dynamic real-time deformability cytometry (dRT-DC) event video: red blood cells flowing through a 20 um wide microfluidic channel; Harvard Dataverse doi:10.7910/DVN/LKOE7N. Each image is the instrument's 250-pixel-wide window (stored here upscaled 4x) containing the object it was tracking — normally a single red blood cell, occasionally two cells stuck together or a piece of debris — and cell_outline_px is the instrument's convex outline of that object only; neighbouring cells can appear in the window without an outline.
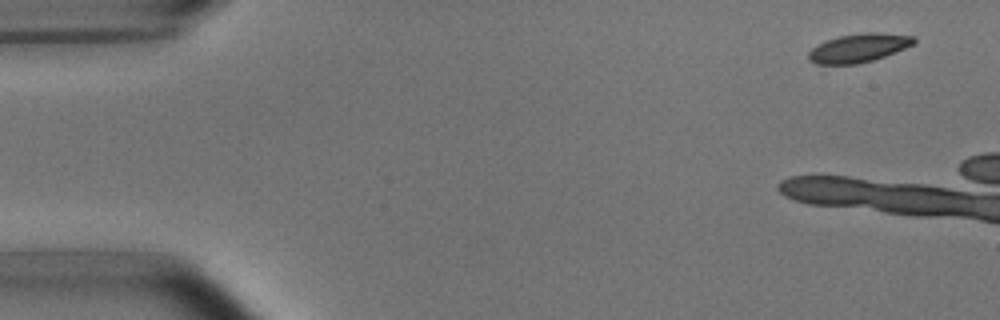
{"species": "common noctule bat (a hibernating species)", "species_latin": "Nyctalus noctula", "temperature_condition": "room temperature", "stored_images_in_passage": 4, "camera_frame_rate_fps": 3000, "um_per_image_px": 0.085, "animal": {"sex": "male", "body_mass_g": 15.6}, "frame": {"image": 1, "passage_image": 1, "time_ms": 0.0, "image_size_px": [1000, 320], "cell_outline_px": [[916, 40], [912, 44], [904, 48], [884, 56], [872, 60], [856, 64], [816, 64], [808, 60], [808, 52], [812, 48], [828, 40], [840, 36], [860, 32], [880, 32], [916, 36]], "centroid_in_image_um": [72.99, 4.06], "position_along_channel_um": 12.0, "area_um2": 17.46}}